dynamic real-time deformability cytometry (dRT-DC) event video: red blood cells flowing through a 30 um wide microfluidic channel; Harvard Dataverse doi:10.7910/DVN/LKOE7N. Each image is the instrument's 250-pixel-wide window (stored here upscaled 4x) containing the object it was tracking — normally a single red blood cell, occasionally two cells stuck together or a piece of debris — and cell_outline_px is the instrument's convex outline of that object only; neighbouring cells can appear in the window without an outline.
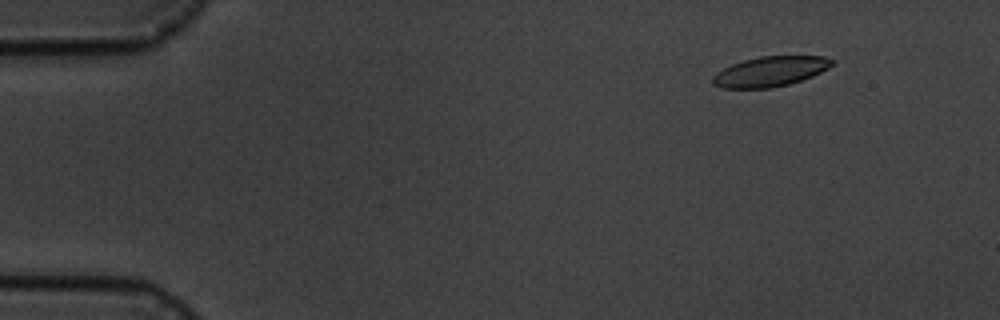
{"species": "common noctule bat (a hibernating species)", "species_latin": "Nyctalus noctula", "temperature_condition": "cold", "stored_images_in_passage": 5, "camera_frame_rate_fps": 3000, "um_per_image_px": 0.085, "animal": {"sex": "male", "body_mass_g": 19.5, "forearm_length_mm": 54.6}, "frame": {"image": 1, "passage_image": 2, "time_ms": 1.0, "image_size_px": [1000, 320], "cell_outline_px": [[836, 60], [828, 68], [812, 76], [788, 84], [772, 88], [720, 88], [712, 84], [712, 76], [716, 72], [732, 64], [744, 60], [760, 56], [824, 56]], "centroid_in_image_um": [65.45, 6.07], "position_along_channel_um": 19.6, "area_um2": 20.87}}
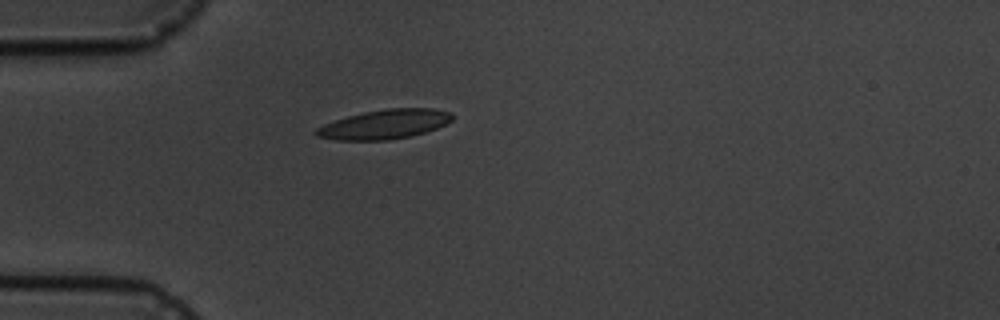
{"frame": {"image": 2, "passage_image": 5, "time_ms": 4.333, "image_size_px": [1000, 320], "cell_outline_px": [[452, 120], [436, 128], [412, 136], [388, 140], [336, 140], [316, 136], [312, 132], [316, 128], [324, 124], [348, 116], [364, 112], [388, 108], [432, 108], [452, 112]], "centroid_in_image_um": [32.67, 10.56], "position_along_channel_um": 52.3, "area_um2": 23.24}}